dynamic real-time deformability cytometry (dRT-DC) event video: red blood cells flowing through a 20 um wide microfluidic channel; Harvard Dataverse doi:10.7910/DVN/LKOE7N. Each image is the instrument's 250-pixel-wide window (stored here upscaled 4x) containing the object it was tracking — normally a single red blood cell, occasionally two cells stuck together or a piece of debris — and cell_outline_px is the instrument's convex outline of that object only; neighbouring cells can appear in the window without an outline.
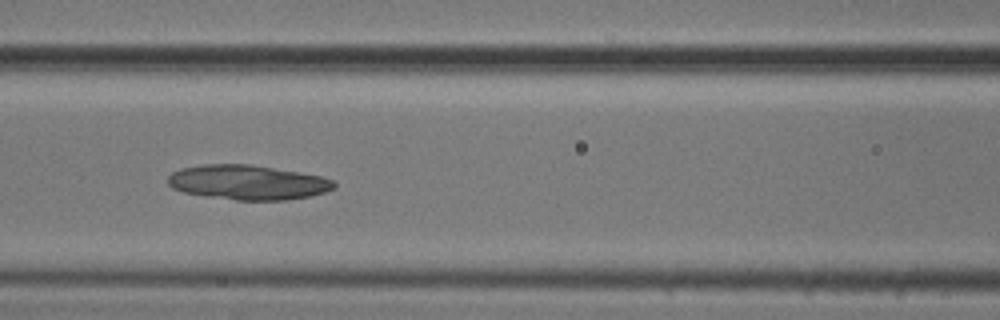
{"species": "common noctule bat (a hibernating species)", "species_latin": "Nyctalus noctula", "temperature_condition": "cold", "stored_images_in_passage": 49, "camera_frame_rate_fps": 3000, "um_per_image_px": 0.085, "animal": {"sex": "male", "body_mass_g": 20.5, "forearm_length_mm": 52.5}, "frame": {"image": 1, "passage_image": 18, "time_ms": 5.667, "image_size_px": [1000, 320], "cell_outline_px": [[336, 188], [312, 196], [288, 200], [236, 200], [204, 196], [184, 192], [172, 188], [168, 184], [168, 176], [172, 172], [180, 168], [204, 164], [252, 164], [320, 176], [332, 180], [336, 184]], "centroid_in_image_um": [21.05, 15.5], "position_along_channel_um": 145.6, "area_um2": 33.7}}
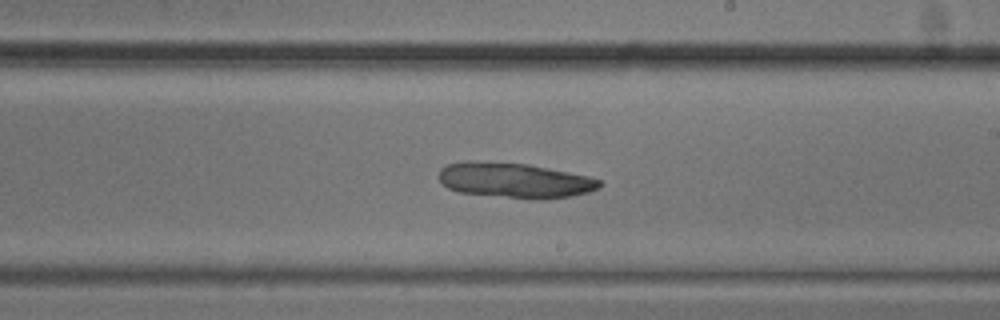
{"frame": {"image": 2, "passage_image": 26, "time_ms": 8.333, "image_size_px": [1000, 320], "cell_outline_px": [[604, 184], [600, 188], [588, 192], [572, 196], [544, 200], [532, 200], [460, 192], [448, 188], [440, 180], [440, 168], [448, 164], [464, 160], [476, 160], [528, 164], [588, 176], [600, 180]], "centroid_in_image_um": [43.77, 15.33], "position_along_channel_um": 245.2, "area_um2": 33.29}}
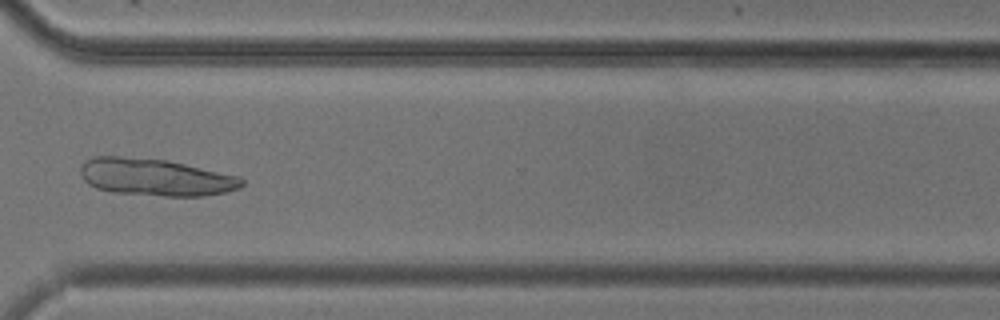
{"frame": {"image": 3, "passage_image": 35, "time_ms": 11.333, "image_size_px": [1000, 320], "cell_outline_px": [[244, 184], [240, 188], [224, 192], [204, 196], [164, 196], [112, 192], [96, 188], [88, 184], [80, 176], [80, 168], [84, 160], [92, 156], [120, 156], [168, 160], [240, 176], [244, 180]], "centroid_in_image_um": [13.19, 15.06], "position_along_channel_um": 357.4, "area_um2": 35.26}}